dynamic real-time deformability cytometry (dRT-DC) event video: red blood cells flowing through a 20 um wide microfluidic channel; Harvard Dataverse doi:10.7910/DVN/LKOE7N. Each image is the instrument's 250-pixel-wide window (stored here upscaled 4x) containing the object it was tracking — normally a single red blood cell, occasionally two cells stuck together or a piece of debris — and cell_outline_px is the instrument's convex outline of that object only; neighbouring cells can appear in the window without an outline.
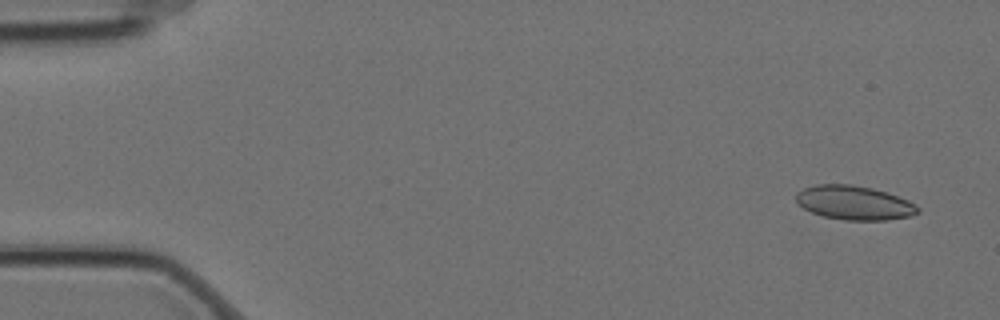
{"species": "Egyptian fruit bat (a non-hibernating species)", "species_latin": "Rousettus aegyptiacus", "temperature_condition": "cold", "stored_images_in_passage": 9, "camera_frame_rate_fps": 3000, "um_per_image_px": 0.085, "animal": {"sex": "female"}, "frame": {"image": 1, "passage_image": 1, "time_ms": 0.0, "image_size_px": [1000, 320], "cell_outline_px": [[920, 212], [912, 216], [888, 220], [844, 220], [824, 216], [812, 212], [804, 208], [796, 200], [796, 192], [804, 188], [816, 184], [852, 184], [872, 188], [908, 200], [916, 204], [920, 208]], "centroid_in_image_um": [72.63, 17.24], "position_along_channel_um": 12.4, "area_um2": 24.16}}
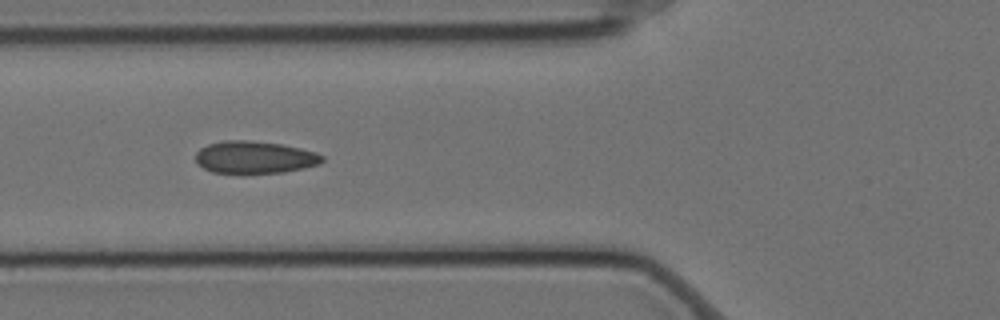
{"frame": {"image": 2, "passage_image": 6, "time_ms": 1.667, "image_size_px": [1000, 320], "cell_outline_px": [[324, 160], [320, 164], [304, 168], [284, 172], [212, 172], [196, 164], [196, 152], [200, 148], [208, 144], [224, 140], [248, 140], [280, 144], [300, 148], [316, 152], [324, 156]], "centroid_in_image_um": [21.65, 13.35], "position_along_channel_um": 104.2, "area_um2": 23.7}}
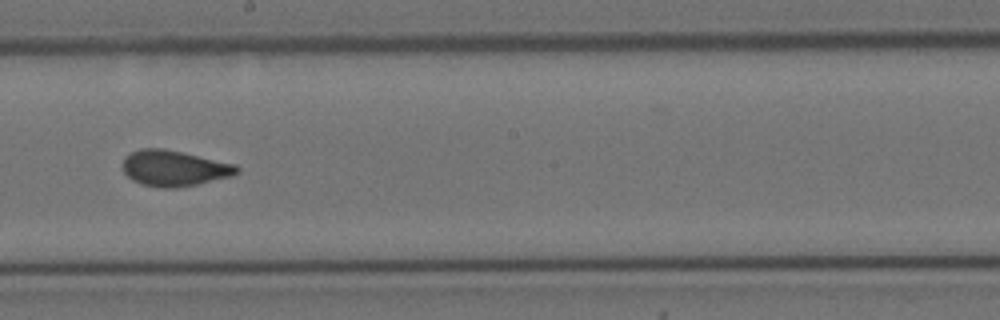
{"frame": {"image": 3, "passage_image": 9, "time_ms": 2.667, "image_size_px": [1000, 320], "cell_outline_px": [[240, 172], [232, 176], [196, 184], [176, 188], [160, 188], [140, 184], [132, 180], [124, 172], [124, 156], [140, 148], [164, 148], [184, 152], [236, 164], [240, 168]], "centroid_in_image_um": [14.82, 14.29], "position_along_channel_um": 233.4, "area_um2": 23.99}}